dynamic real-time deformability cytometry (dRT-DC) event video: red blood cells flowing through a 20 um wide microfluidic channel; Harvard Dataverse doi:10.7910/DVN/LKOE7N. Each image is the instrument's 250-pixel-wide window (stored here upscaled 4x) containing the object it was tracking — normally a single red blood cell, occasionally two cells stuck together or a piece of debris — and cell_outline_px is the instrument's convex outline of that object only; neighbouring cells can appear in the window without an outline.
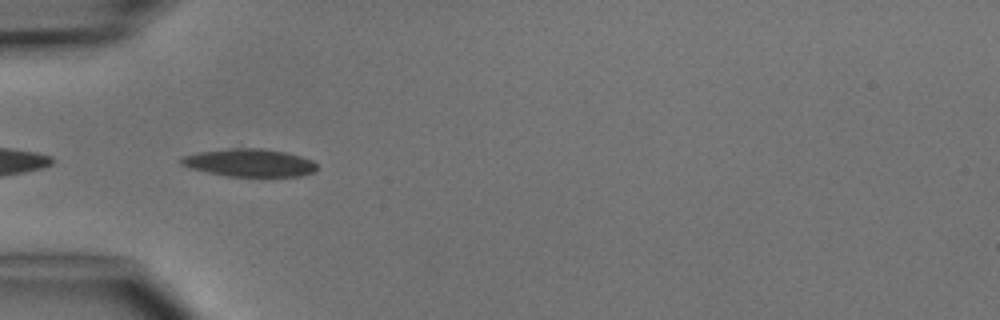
{"species": "common noctule bat (a hibernating species)", "species_latin": "Nyctalus noctula", "temperature_condition": "cold", "stored_images_in_passage": 6, "camera_frame_rate_fps": 3000, "um_per_image_px": 0.085, "animal": {"sex": "male", "body_mass_g": 15.6}, "frame": {"image": 1, "passage_image": 4, "time_ms": 4.333, "image_size_px": [1000, 320], "cell_outline_px": [[316, 172], [300, 176], [228, 176], [188, 168], [180, 164], [176, 160], [184, 156], [196, 152], [228, 148], [260, 148], [284, 152], [300, 156], [312, 160], [316, 164]], "centroid_in_image_um": [21.15, 13.83], "position_along_channel_um": 63.8, "area_um2": 22.08}}
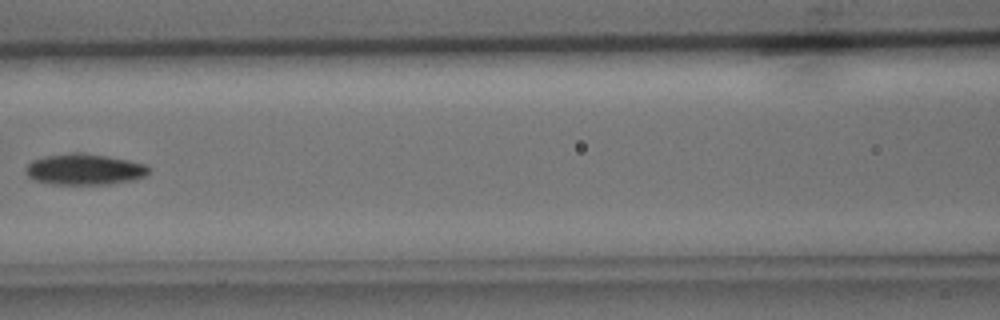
{"frame": {"image": 2, "passage_image": 6, "time_ms": 6.667, "image_size_px": [1000, 320], "cell_outline_px": [[152, 168], [144, 176], [136, 180], [108, 184], [52, 184], [32, 180], [24, 172], [24, 168], [32, 160], [48, 156], [72, 152], [80, 152], [128, 160], [148, 164]], "centroid_in_image_um": [7.18, 14.4], "position_along_channel_um": 159.4, "area_um2": 22.43}}